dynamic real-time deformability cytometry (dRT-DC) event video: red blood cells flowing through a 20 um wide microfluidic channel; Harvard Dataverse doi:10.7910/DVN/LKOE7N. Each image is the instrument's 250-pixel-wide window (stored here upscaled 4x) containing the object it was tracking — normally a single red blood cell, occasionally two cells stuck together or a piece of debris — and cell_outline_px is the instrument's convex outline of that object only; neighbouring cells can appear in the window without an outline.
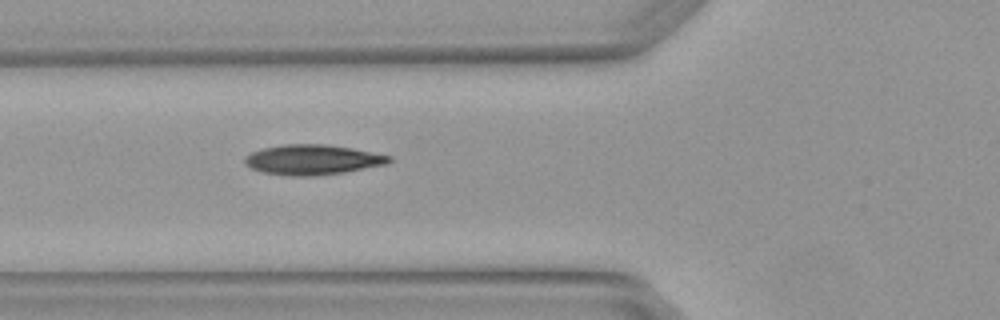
{"species": "Egyptian fruit bat (a non-hibernating species)", "species_latin": "Rousettus aegyptiacus", "temperature_condition": "warm", "stored_images_in_passage": 5, "camera_frame_rate_fps": 3000, "um_per_image_px": 0.085, "animal": {"sex": "female"}, "frame": {"image": 1, "passage_image": 5, "time_ms": 1.333, "image_size_px": [1000, 320], "cell_outline_px": [[392, 160], [388, 164], [344, 172], [316, 176], [292, 176], [264, 172], [252, 168], [244, 164], [244, 156], [252, 152], [264, 148], [284, 144], [324, 144], [352, 148], [392, 156]], "centroid_in_image_um": [26.58, 13.57], "position_along_channel_um": 99.2, "area_um2": 25.26}}